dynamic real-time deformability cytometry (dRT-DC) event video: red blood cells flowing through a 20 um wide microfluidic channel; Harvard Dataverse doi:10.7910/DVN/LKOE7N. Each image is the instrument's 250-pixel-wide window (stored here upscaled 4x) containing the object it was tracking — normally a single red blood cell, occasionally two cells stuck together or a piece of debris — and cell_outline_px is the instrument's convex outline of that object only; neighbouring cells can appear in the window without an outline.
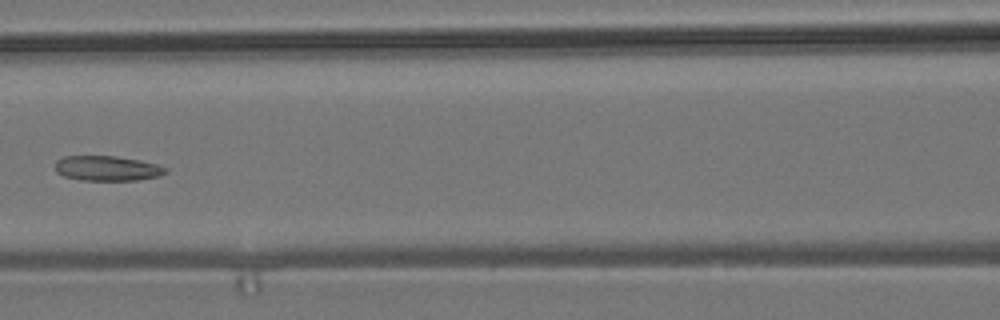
{"species": "common noctule bat (a hibernating species)", "species_latin": "Nyctalus noctula", "temperature_condition": "room temperature", "stored_images_in_passage": 8, "camera_frame_rate_fps": 3000, "um_per_image_px": 0.085, "animal": {"sex": "male", "body_mass_g": 19.2, "forearm_length_mm": 51.8}, "frame": {"image": 1, "passage_image": 7, "time_ms": 7.0, "image_size_px": [1000, 320], "cell_outline_px": [[168, 172], [160, 176], [136, 180], [84, 180], [64, 176], [56, 172], [56, 160], [64, 156], [116, 156], [140, 160], [156, 164], [168, 168]], "centroid_in_image_um": [9.14, 14.3], "position_along_channel_um": 157.5, "area_um2": 16.07}}
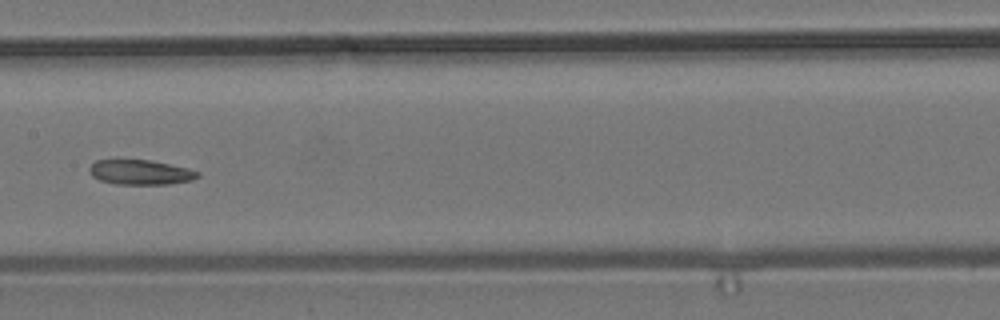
{"frame": {"image": 2, "passage_image": 8, "time_ms": 8.0, "image_size_px": [1000, 320], "cell_outline_px": [[200, 176], [192, 180], [168, 184], [116, 184], [100, 180], [92, 176], [88, 172], [88, 168], [96, 160], [152, 160], [188, 168], [200, 172]], "centroid_in_image_um": [11.94, 14.64], "position_along_channel_um": 195.5, "area_um2": 15.72}}